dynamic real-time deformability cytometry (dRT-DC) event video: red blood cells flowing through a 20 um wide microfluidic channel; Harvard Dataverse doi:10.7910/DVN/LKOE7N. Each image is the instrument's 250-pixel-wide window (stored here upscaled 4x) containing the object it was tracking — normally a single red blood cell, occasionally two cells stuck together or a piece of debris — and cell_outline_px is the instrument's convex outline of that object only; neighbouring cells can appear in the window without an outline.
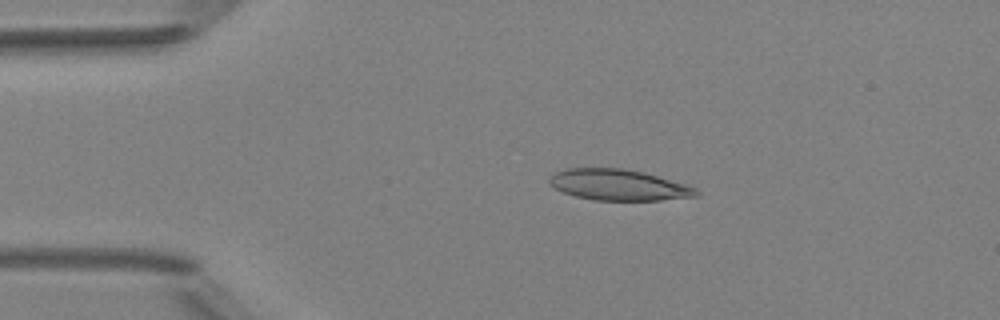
{"species": "Egyptian fruit bat (a non-hibernating species)", "species_latin": "Rousettus aegyptiacus", "temperature_condition": "room temperature", "stored_images_in_passage": 2, "camera_frame_rate_fps": 3000, "um_per_image_px": 0.085, "animal": {"sex": "female"}, "frame": {"image": 1, "passage_image": 1, "time_ms": 0.0, "image_size_px": [1000, 320], "cell_outline_px": [[700, 196], [660, 200], [596, 200], [576, 196], [564, 192], [556, 188], [548, 180], [556, 172], [568, 168], [620, 168], [644, 172], [684, 184], [696, 188], [700, 192]], "centroid_in_image_um": [52.62, 15.72], "position_along_channel_um": 32.4, "area_um2": 26.18}}